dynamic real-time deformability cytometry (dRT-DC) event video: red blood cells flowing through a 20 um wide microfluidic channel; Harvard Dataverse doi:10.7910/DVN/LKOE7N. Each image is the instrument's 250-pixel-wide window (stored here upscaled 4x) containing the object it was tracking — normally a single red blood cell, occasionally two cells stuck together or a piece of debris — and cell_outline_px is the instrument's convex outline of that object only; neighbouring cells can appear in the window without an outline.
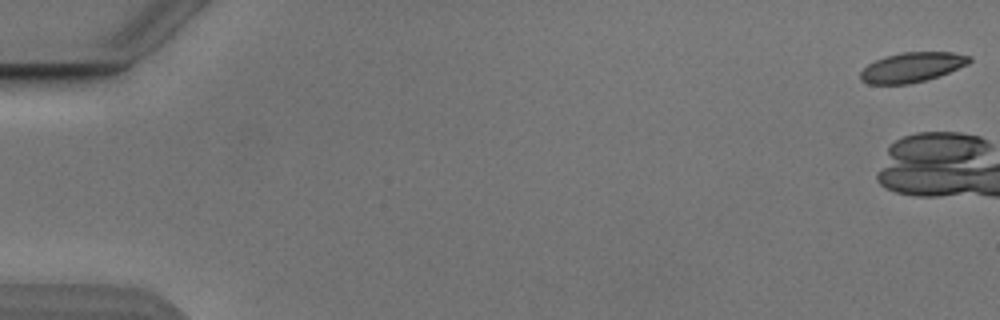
{"species": "Egyptian fruit bat (a non-hibernating species)", "species_latin": "Rousettus aegyptiacus", "temperature_condition": "cold", "stored_images_in_passage": 5, "camera_frame_rate_fps": 3000, "um_per_image_px": 0.085, "animal": {"sex": "male"}, "frame": {"image": 1, "passage_image": 1, "time_ms": 0.0, "image_size_px": [1000, 320], "cell_outline_px": [[972, 60], [968, 64], [940, 76], [908, 84], [868, 84], [860, 80], [860, 72], [868, 64], [876, 60], [888, 56], [904, 52], [952, 52], [972, 56]], "centroid_in_image_um": [77.54, 5.72], "position_along_channel_um": 7.5, "area_um2": 18.84}}